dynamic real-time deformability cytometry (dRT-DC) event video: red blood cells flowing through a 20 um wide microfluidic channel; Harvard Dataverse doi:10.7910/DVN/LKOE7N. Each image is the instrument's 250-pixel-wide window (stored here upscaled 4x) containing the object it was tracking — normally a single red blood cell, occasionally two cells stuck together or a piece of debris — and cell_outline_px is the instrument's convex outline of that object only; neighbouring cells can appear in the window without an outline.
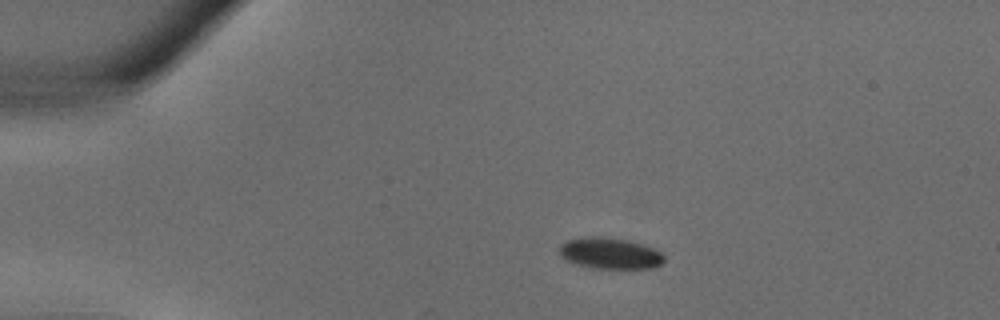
{"species": "common noctule bat (a hibernating species)", "species_latin": "Nyctalus noctula", "temperature_condition": "warm", "stored_images_in_passage": 30, "segment_of_instrument_passage": [1, 2], "camera_frame_rate_fps": 3000, "um_per_image_px": 0.085, "animal": {"sex": "male", "body_mass_g": 18.8}, "frame": {"image": 1, "passage_image": 1, "time_ms": 0.0, "image_size_px": [1000, 320], "cell_outline_px": [[664, 260], [660, 264], [652, 268], [592, 268], [568, 260], [560, 252], [560, 244], [568, 240], [584, 236], [596, 236], [628, 240], [652, 248], [660, 252], [664, 256]], "centroid_in_image_um": [51.86, 21.52], "position_along_channel_um": 33.1, "area_um2": 18.61}}
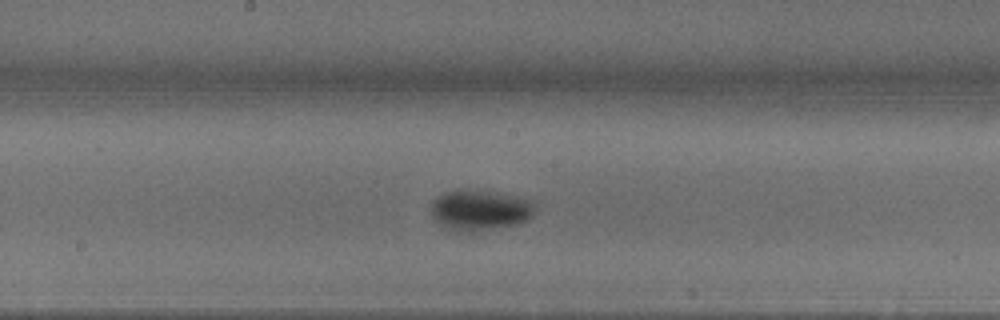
{"frame": {"image": 2, "passage_image": 13, "time_ms": 4.0, "image_size_px": [1000, 320], "cell_outline_px": [[536, 208], [532, 216], [524, 220], [512, 224], [468, 232], [452, 228], [440, 224], [432, 216], [432, 200], [436, 196], [444, 192], [464, 188], [496, 192], [536, 200]], "centroid_in_image_um": [40.81, 17.79], "position_along_channel_um": 207.4, "area_um2": 24.39}}
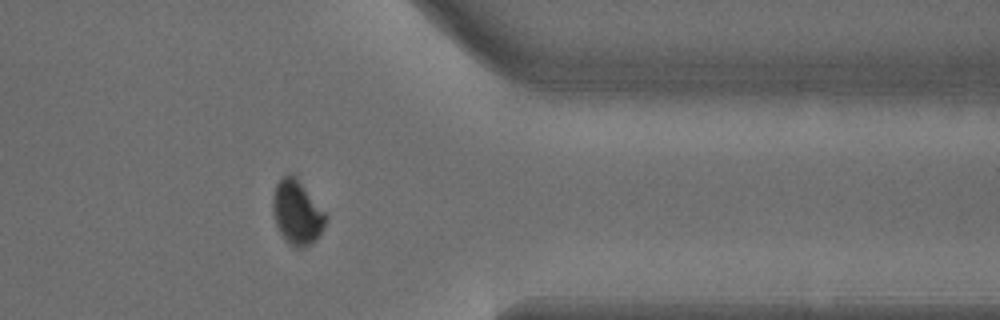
{"frame": {"image": 3, "passage_image": 23, "time_ms": 7.333, "image_size_px": [1000, 320], "cell_outline_px": [[328, 220], [324, 228], [316, 240], [304, 248], [296, 248], [280, 232], [276, 224], [272, 212], [272, 200], [276, 184], [288, 172], [292, 172], [296, 176], [328, 216]], "centroid_in_image_um": [25.26, 18.04], "position_along_channel_um": 386.1, "area_um2": 19.83}}